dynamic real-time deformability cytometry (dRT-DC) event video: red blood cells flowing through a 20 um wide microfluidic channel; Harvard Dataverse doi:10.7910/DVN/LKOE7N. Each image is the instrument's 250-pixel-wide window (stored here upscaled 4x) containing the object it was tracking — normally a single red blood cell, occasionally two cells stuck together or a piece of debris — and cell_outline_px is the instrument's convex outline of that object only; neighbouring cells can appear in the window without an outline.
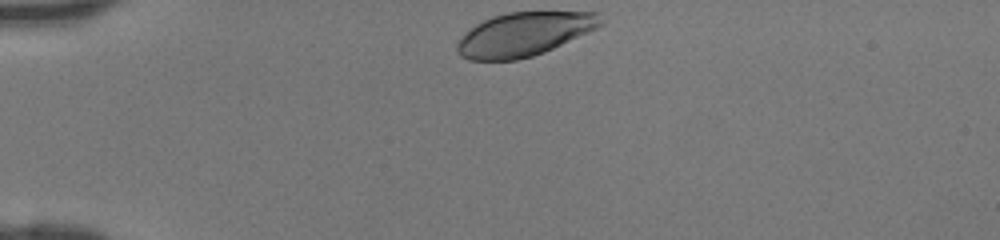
{"species": "human", "species_latin": "Homo sapiens", "temperature_condition": "room temperature", "stored_images_in_passage": 29, "camera_frame_rate_fps": 3000, "um_per_image_px": 0.085, "donor": {"sex": "female"}, "frame": {"image": 1, "passage_image": 1, "time_ms": 0.0, "image_size_px": [1000, 240], "cell_outline_px": [[604, 24], [588, 32], [544, 52], [532, 56], [516, 60], [468, 60], [460, 56], [456, 52], [456, 44], [464, 32], [476, 24], [492, 16], [508, 12], [600, 12]], "centroid_in_image_um": [44.52, 2.9], "position_along_channel_um": 40.5, "area_um2": 36.65}}
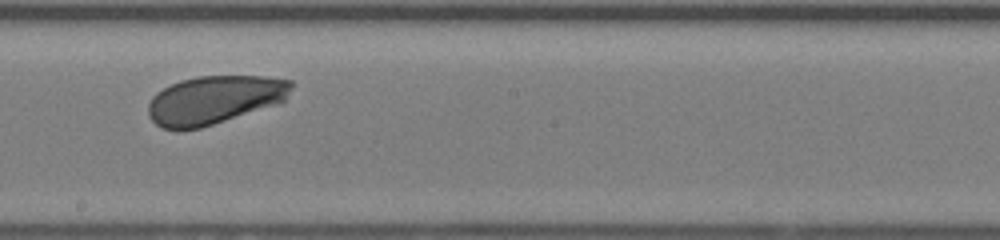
{"frame": {"image": 2, "passage_image": 17, "time_ms": 5.333, "image_size_px": [1000, 240], "cell_outline_px": [[292, 88], [284, 100], [276, 104], [200, 128], [176, 132], [160, 128], [148, 116], [148, 104], [152, 96], [156, 92], [180, 80], [196, 76], [264, 76], [292, 80]], "centroid_in_image_um": [18.17, 8.5], "position_along_channel_um": 230.0, "area_um2": 40.52}}
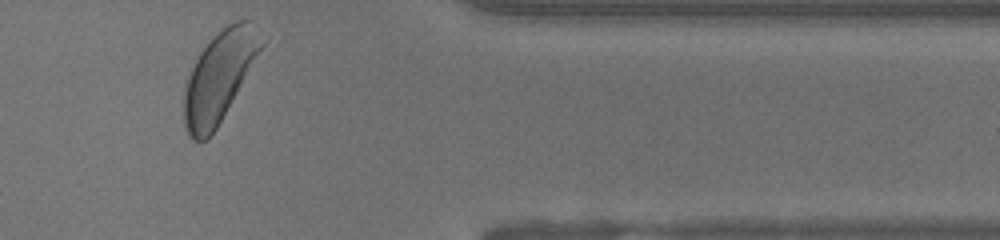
{"frame": {"image": 3, "passage_image": 29, "time_ms": 9.333, "image_size_px": [1000, 240], "cell_outline_px": [[264, 44], [216, 128], [208, 140], [192, 140], [188, 136], [184, 128], [184, 84], [200, 52], [212, 36], [228, 24], [236, 20], [248, 20]], "centroid_in_image_um": [18.56, 6.55], "position_along_channel_um": 392.8, "area_um2": 39.71}}